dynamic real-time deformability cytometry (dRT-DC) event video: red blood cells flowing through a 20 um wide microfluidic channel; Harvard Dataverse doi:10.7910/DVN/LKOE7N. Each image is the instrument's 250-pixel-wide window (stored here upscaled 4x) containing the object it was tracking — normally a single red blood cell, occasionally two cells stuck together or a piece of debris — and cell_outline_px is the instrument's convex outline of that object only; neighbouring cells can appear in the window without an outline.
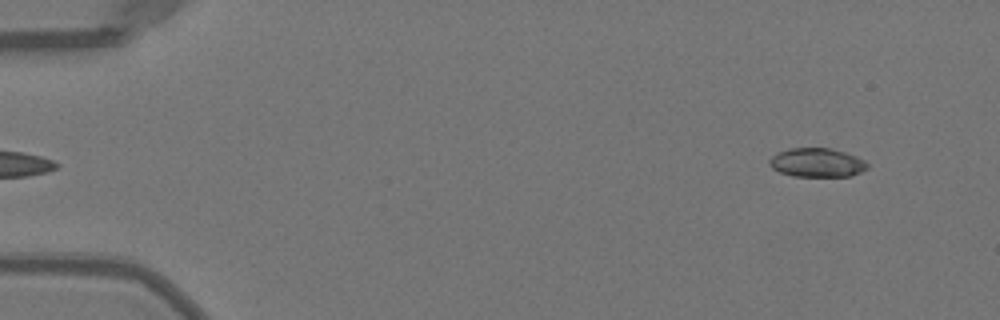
{"species": "Egyptian fruit bat (a non-hibernating species)", "species_latin": "Rousettus aegyptiacus", "temperature_condition": "warm", "stored_images_in_passage": 50, "camera_frame_rate_fps": 3000, "um_per_image_px": 0.085, "animal": {"sex": "female"}, "frame": {"image": 1, "passage_image": 3, "time_ms": 0.667, "image_size_px": [1000, 320], "cell_outline_px": [[868, 168], [852, 176], [792, 176], [780, 172], [772, 168], [768, 164], [768, 160], [776, 152], [788, 148], [832, 148], [856, 156], [864, 160], [868, 164]], "centroid_in_image_um": [69.41, 13.81], "position_along_channel_um": 15.6, "area_um2": 16.65}}
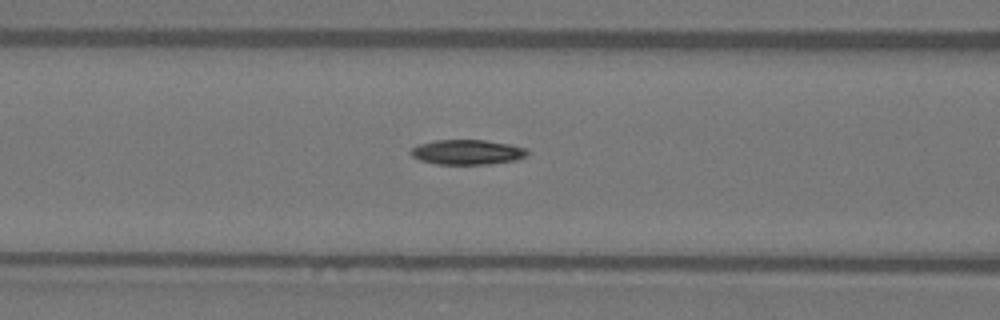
{"frame": {"image": 2, "passage_image": 20, "time_ms": 6.333, "image_size_px": [1000, 320], "cell_outline_px": [[528, 156], [516, 160], [488, 164], [436, 164], [420, 160], [412, 156], [408, 152], [412, 148], [420, 144], [436, 140], [484, 140], [508, 144], [528, 148]], "centroid_in_image_um": [39.73, 12.93], "position_along_channel_um": 126.9, "area_um2": 16.94}}
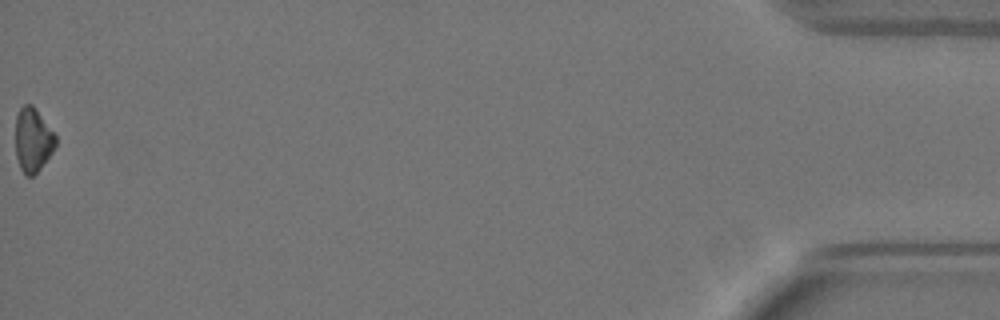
{"frame": {"image": 3, "passage_image": 50, "time_ms": 16.333, "image_size_px": [1000, 320], "cell_outline_px": [[56, 144], [52, 152], [40, 168], [32, 176], [24, 176], [20, 168], [16, 156], [16, 116], [20, 108], [24, 104], [32, 104], [36, 108], [56, 136]], "centroid_in_image_um": [2.78, 11.89], "position_along_channel_um": 432.4, "area_um2": 14.91}, "authors_computed_cell_mechanics": {"area_um2": 16.8487, "velocity_mm_per_s": 4.0128, "shape_relaxation_time_tau1_ms": 3.8898, "shape_relaxation_time_tau2_ms": null, "deformation_change_tau1": 0.1461, "deformation_change_tau2": null}}